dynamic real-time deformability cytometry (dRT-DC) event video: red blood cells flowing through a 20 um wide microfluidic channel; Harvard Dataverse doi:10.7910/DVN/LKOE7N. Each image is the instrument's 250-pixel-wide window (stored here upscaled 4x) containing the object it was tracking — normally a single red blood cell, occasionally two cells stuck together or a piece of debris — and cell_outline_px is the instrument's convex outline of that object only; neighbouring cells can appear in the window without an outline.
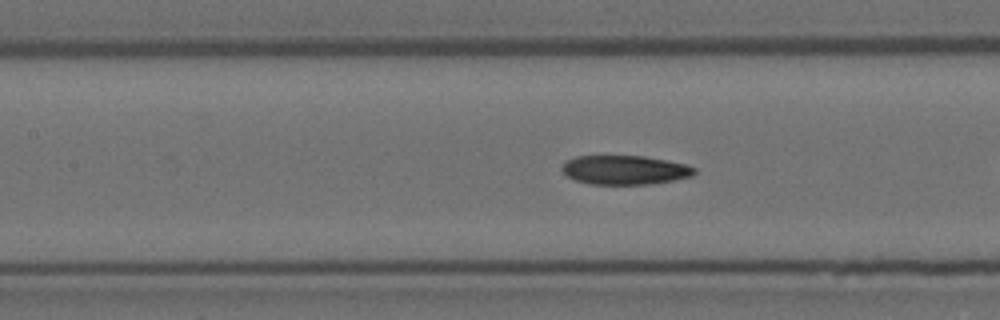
{"species": "Egyptian fruit bat (a non-hibernating species)", "species_latin": "Rousettus aegyptiacus", "temperature_condition": "room temperature", "stored_images_in_passage": 13, "camera_frame_rate_fps": 3000, "um_per_image_px": 0.085, "animal": {"sex": "female"}, "frame": {"image": 1, "passage_image": 10, "time_ms": 3.0, "image_size_px": [1000, 320], "cell_outline_px": [[696, 172], [692, 176], [652, 184], [588, 184], [576, 180], [568, 176], [560, 168], [564, 160], [576, 156], [644, 156], [684, 164], [696, 168]], "centroid_in_image_um": [53.07, 14.44], "position_along_channel_um": 154.3, "area_um2": 22.43}}